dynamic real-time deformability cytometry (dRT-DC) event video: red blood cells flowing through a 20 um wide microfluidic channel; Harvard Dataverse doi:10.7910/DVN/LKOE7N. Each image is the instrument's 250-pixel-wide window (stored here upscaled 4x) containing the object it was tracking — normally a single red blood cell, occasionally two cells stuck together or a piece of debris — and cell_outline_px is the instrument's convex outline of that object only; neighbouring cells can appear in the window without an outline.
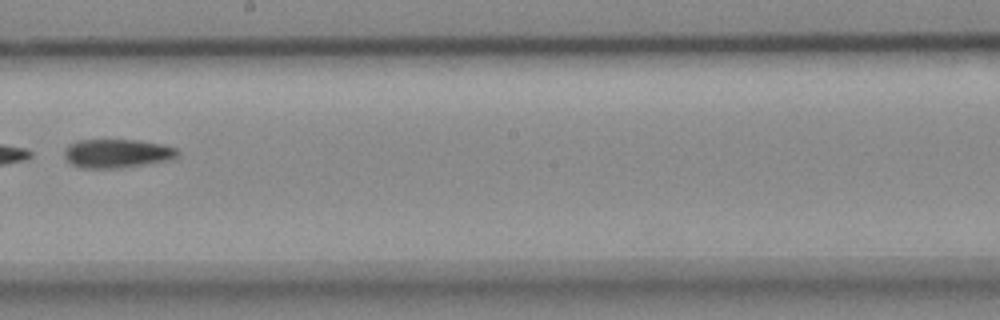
{"species": "common noctule bat (a hibernating species)", "species_latin": "Nyctalus noctula", "temperature_condition": "cold", "stored_images_in_passage": 12, "camera_frame_rate_fps": 3000, "um_per_image_px": 0.085, "animal": {"sex": "female", "body_mass_g": 18.4}, "frame": {"image": 1, "passage_image": 7, "time_ms": 2.0, "image_size_px": [1000, 320], "cell_outline_px": [[180, 152], [176, 156], [160, 160], [140, 164], [108, 168], [84, 168], [72, 164], [64, 156], [64, 152], [68, 144], [76, 140], [140, 140], [164, 144], [176, 148]], "centroid_in_image_um": [9.88, 13.0], "position_along_channel_um": 238.3, "area_um2": 18.44}}
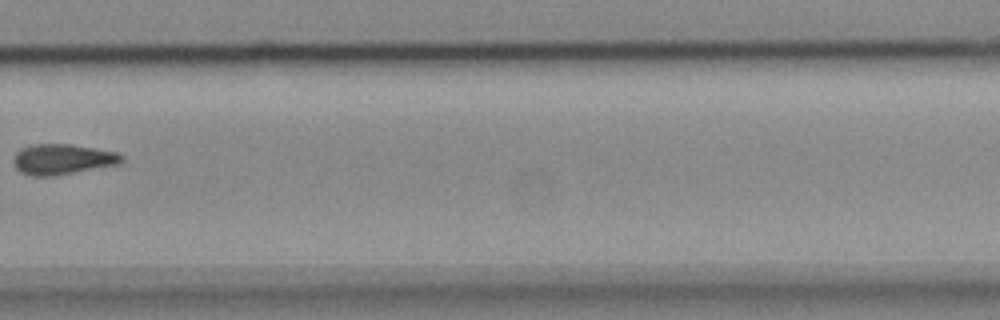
{"frame": {"image": 2, "passage_image": 9, "time_ms": 2.667, "image_size_px": [1000, 320], "cell_outline_px": [[124, 160], [120, 164], [52, 176], [36, 176], [20, 172], [16, 168], [16, 152], [20, 148], [36, 144], [72, 144], [120, 152], [124, 156]], "centroid_in_image_um": [5.39, 13.52], "position_along_channel_um": 324.4, "area_um2": 19.13}}
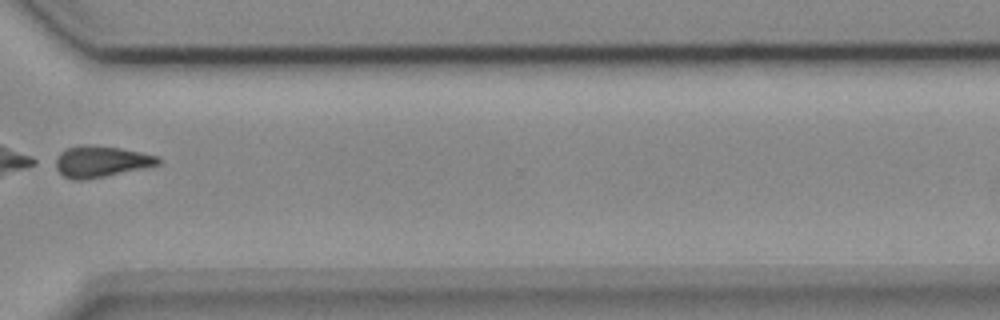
{"frame": {"image": 3, "passage_image": 10, "time_ms": 3.0, "image_size_px": [1000, 320], "cell_outline_px": [[160, 164], [144, 168], [84, 180], [72, 180], [64, 176], [48, 164], [64, 148], [84, 144], [92, 144], [120, 148], [160, 156]], "centroid_in_image_um": [8.47, 13.72], "position_along_channel_um": 362.1, "area_um2": 19.25}}